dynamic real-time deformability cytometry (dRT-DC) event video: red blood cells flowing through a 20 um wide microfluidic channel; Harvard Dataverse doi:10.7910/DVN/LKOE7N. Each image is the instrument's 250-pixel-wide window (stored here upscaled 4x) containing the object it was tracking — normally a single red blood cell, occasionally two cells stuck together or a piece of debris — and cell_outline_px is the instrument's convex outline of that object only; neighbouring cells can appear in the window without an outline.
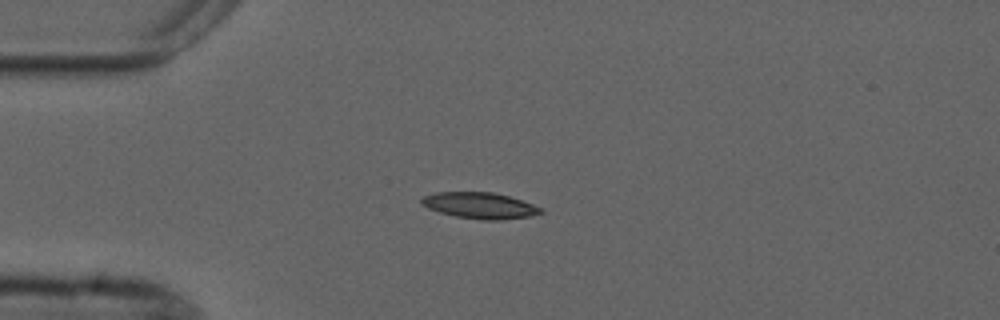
{"species": "common noctule bat (a hibernating species)", "species_latin": "Nyctalus noctula", "temperature_condition": "cold", "stored_images_in_passage": 6, "camera_frame_rate_fps": 3000, "um_per_image_px": 0.085, "animal": {"sex": "male", "forearm_length_mm": 52.5}, "frame": {"image": 1, "passage_image": 1, "time_ms": 0.0, "image_size_px": [1000, 320], "cell_outline_px": [[544, 212], [528, 216], [500, 220], [480, 220], [456, 216], [440, 212], [428, 208], [420, 204], [420, 200], [424, 196], [436, 192], [492, 192], [508, 196], [544, 208]], "centroid_in_image_um": [40.77, 17.47], "position_along_channel_um": 44.2, "area_um2": 18.09}}
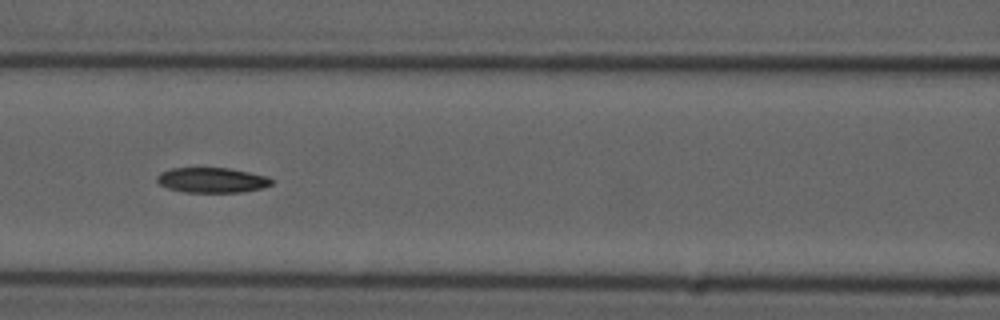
{"frame": {"image": 2, "passage_image": 4, "time_ms": 3.333, "image_size_px": [1000, 320], "cell_outline_px": [[272, 184], [264, 188], [240, 192], [184, 192], [168, 188], [160, 184], [156, 180], [156, 176], [160, 172], [172, 168], [228, 168], [268, 176], [272, 180]], "centroid_in_image_um": [18.01, 15.31], "position_along_channel_um": 148.6, "area_um2": 16.76}}
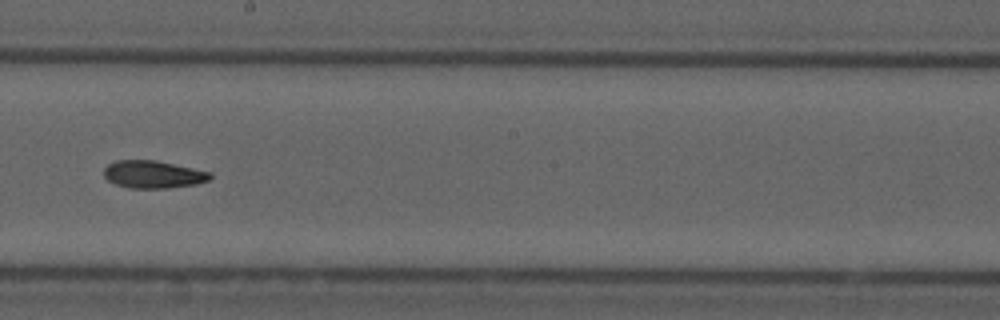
{"frame": {"image": 3, "passage_image": 6, "time_ms": 5.667, "image_size_px": [1000, 320], "cell_outline_px": [[212, 176], [208, 180], [196, 184], [168, 188], [128, 188], [116, 184], [108, 180], [104, 176], [104, 168], [108, 164], [116, 160], [156, 160], [212, 172]], "centroid_in_image_um": [13.02, 14.82], "position_along_channel_um": 235.2, "area_um2": 17.11}}